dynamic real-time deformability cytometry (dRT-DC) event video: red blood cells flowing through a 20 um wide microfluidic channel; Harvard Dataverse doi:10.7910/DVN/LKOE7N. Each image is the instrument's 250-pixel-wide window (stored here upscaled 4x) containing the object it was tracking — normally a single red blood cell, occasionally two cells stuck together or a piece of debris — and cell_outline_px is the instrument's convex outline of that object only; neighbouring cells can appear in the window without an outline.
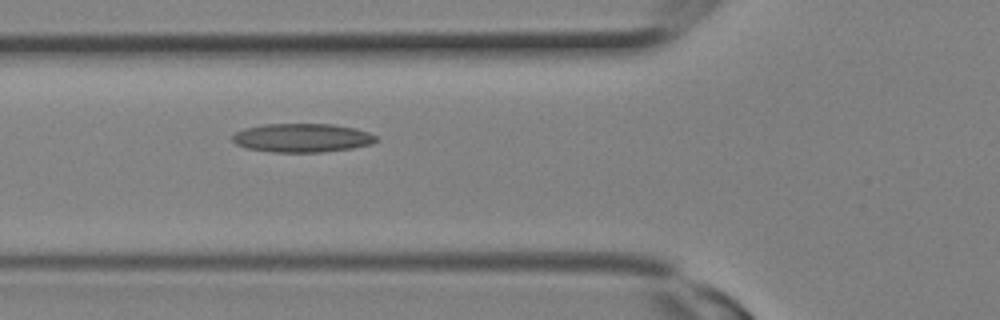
{"species": "Egyptian fruit bat (a non-hibernating species)", "species_latin": "Rousettus aegyptiacus", "temperature_condition": "room temperature", "stored_images_in_passage": 4, "camera_frame_rate_fps": 3000, "um_per_image_px": 0.085, "animal": {"sex": "female"}, "frame": {"image": 1, "passage_image": 4, "time_ms": 1.0, "image_size_px": [1000, 320], "cell_outline_px": [[380, 140], [372, 144], [352, 148], [324, 152], [272, 152], [244, 148], [236, 144], [232, 140], [232, 136], [236, 132], [244, 128], [264, 124], [332, 124], [356, 128], [368, 132], [376, 136]], "centroid_in_image_um": [25.69, 11.72], "position_along_channel_um": 100.1, "area_um2": 24.28}}